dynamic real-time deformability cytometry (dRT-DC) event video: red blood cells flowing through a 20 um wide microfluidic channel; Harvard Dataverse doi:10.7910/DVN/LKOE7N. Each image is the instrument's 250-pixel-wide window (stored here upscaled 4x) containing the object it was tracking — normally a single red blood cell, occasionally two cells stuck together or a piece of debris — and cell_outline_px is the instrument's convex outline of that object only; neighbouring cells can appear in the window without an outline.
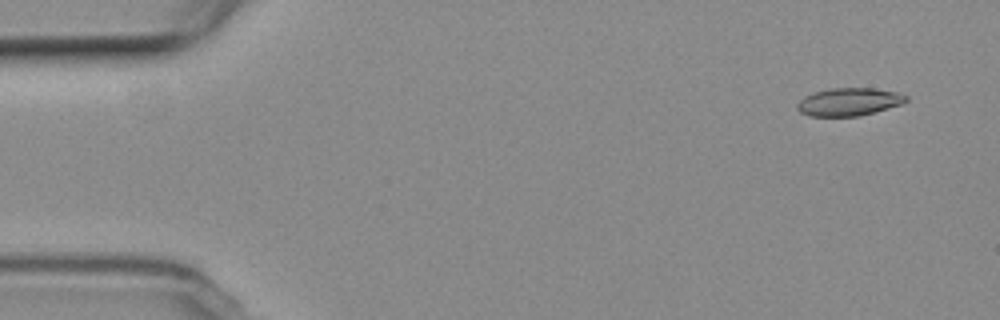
{"species": "common noctule bat (a hibernating species)", "species_latin": "Nyctalus noctula", "temperature_condition": "room temperature", "stored_images_in_passage": 6, "camera_frame_rate_fps": 3000, "um_per_image_px": 0.085, "animal": {"sex": "female", "body_mass_g": 19.3, "forearm_length_mm": 54.1}, "frame": {"image": 1, "passage_image": 1, "time_ms": 0.0, "image_size_px": [1000, 320], "cell_outline_px": [[908, 100], [900, 104], [860, 116], [808, 116], [800, 112], [796, 108], [796, 104], [804, 96], [812, 92], [828, 88], [872, 88], [896, 92], [908, 96]], "centroid_in_image_um": [72.1, 8.65], "position_along_channel_um": 12.9, "area_um2": 17.69}}
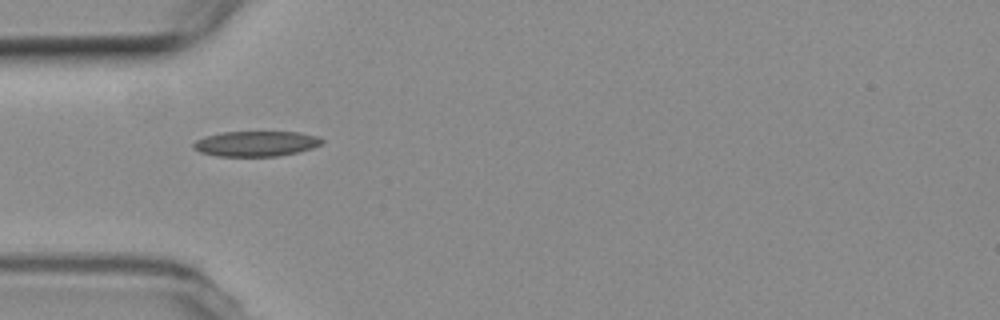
{"frame": {"image": 2, "passage_image": 5, "time_ms": 4.667, "image_size_px": [1000, 320], "cell_outline_px": [[324, 140], [320, 144], [312, 148], [296, 152], [276, 156], [216, 156], [200, 152], [192, 148], [192, 144], [196, 140], [204, 136], [224, 132], [300, 132], [320, 136]], "centroid_in_image_um": [21.74, 12.2], "position_along_channel_um": 63.3, "area_um2": 18.96}}
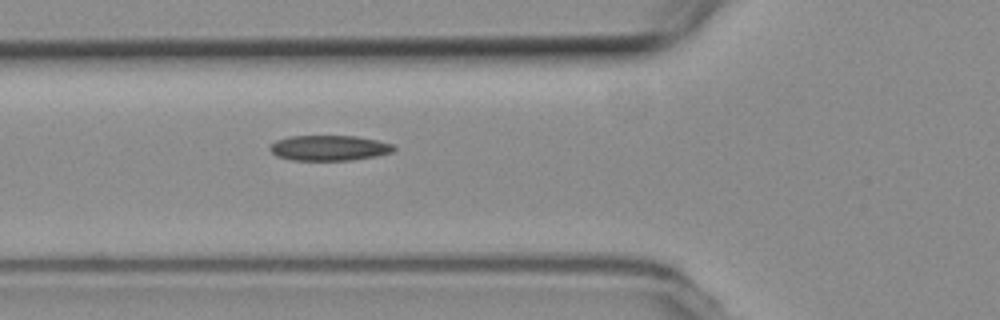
{"frame": {"image": 3, "passage_image": 6, "time_ms": 5.667, "image_size_px": [1000, 320], "cell_outline_px": [[396, 148], [392, 152], [376, 156], [352, 160], [292, 160], [276, 156], [268, 148], [276, 140], [288, 136], [356, 136], [376, 140], [392, 144]], "centroid_in_image_um": [27.96, 12.57], "position_along_channel_um": 97.8, "area_um2": 18.26}}